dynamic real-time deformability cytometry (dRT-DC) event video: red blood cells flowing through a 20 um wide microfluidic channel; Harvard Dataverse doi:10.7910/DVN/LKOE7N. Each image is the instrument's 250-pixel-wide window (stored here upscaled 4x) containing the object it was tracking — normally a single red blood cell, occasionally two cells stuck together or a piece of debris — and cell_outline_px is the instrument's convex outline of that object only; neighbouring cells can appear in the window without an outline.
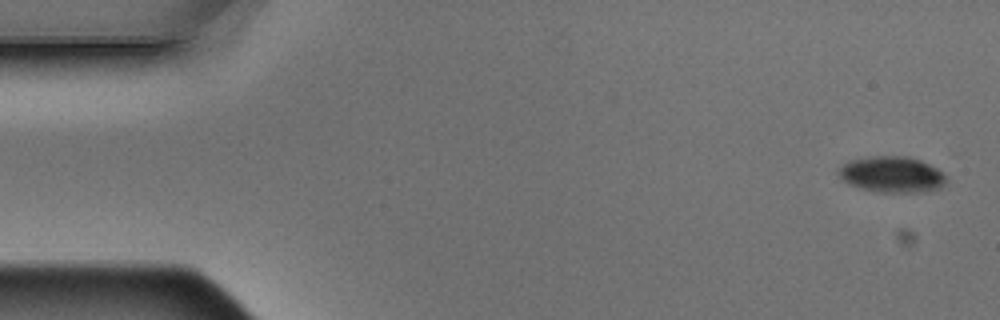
{"species": "Egyptian fruit bat (a non-hibernating species)", "species_latin": "Rousettus aegyptiacus", "temperature_condition": "warm", "stored_images_in_passage": 5, "camera_frame_rate_fps": 3000, "um_per_image_px": 0.085, "animal": {"sex": "male"}, "frame": {"image": 1, "passage_image": 1, "time_ms": 0.0, "image_size_px": [1000, 320], "cell_outline_px": [[948, 180], [940, 188], [928, 192], [880, 192], [860, 188], [848, 184], [840, 176], [840, 168], [848, 160], [868, 156], [908, 156], [920, 160], [936, 168]], "centroid_in_image_um": [75.82, 14.83], "position_along_channel_um": 9.2, "area_um2": 22.54}}
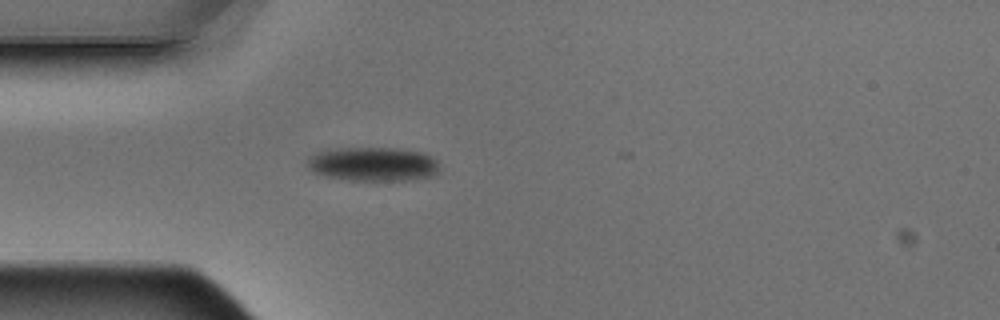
{"frame": {"image": 2, "passage_image": 5, "time_ms": 1.333, "image_size_px": [1000, 320], "cell_outline_px": [[440, 172], [432, 176], [412, 180], [348, 180], [324, 176], [308, 168], [308, 156], [316, 152], [336, 148], [392, 148], [420, 152], [436, 160], [440, 168]], "centroid_in_image_um": [31.7, 13.95], "position_along_channel_um": 53.3, "area_um2": 26.18}}